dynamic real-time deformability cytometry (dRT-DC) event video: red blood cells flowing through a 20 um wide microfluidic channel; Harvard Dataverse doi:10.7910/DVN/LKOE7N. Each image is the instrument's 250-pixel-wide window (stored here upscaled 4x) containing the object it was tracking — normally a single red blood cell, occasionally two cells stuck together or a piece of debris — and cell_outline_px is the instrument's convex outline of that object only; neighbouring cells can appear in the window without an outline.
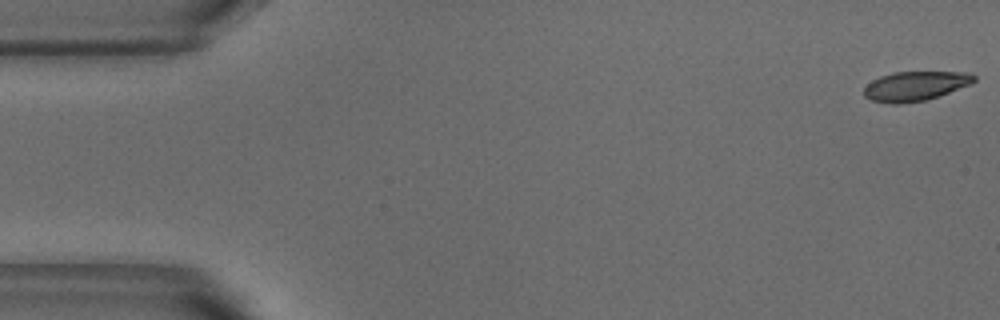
{"species": "common noctule bat (a hibernating species)", "species_latin": "Nyctalus noctula", "temperature_condition": "warm", "stored_images_in_passage": 53, "camera_frame_rate_fps": 3000, "um_per_image_px": 0.085, "animal": {"sex": "male", "body_mass_g": 18.8}, "frame": {"image": 1, "passage_image": 1, "time_ms": 0.0, "image_size_px": [1000, 320], "cell_outline_px": [[976, 80], [972, 84], [924, 100], [900, 104], [892, 104], [872, 100], [864, 96], [864, 88], [872, 80], [880, 76], [892, 72], [968, 72], [976, 76]], "centroid_in_image_um": [77.79, 7.3], "position_along_channel_um": 7.2, "area_um2": 18.79}}
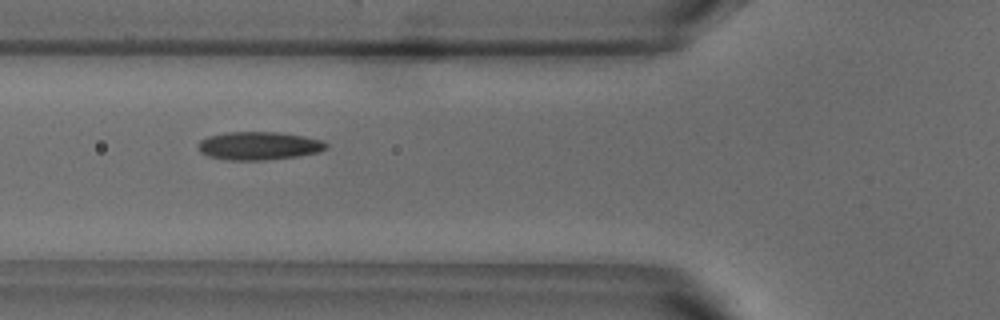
{"frame": {"image": 2, "passage_image": 19, "time_ms": 6.0, "image_size_px": [1000, 320], "cell_outline_px": [[328, 148], [320, 152], [296, 156], [264, 160], [228, 160], [208, 156], [200, 152], [200, 140], [208, 136], [224, 132], [276, 132], [304, 136], [324, 140], [328, 144]], "centroid_in_image_um": [22.04, 12.39], "position_along_channel_um": 103.8, "area_um2": 21.04}}
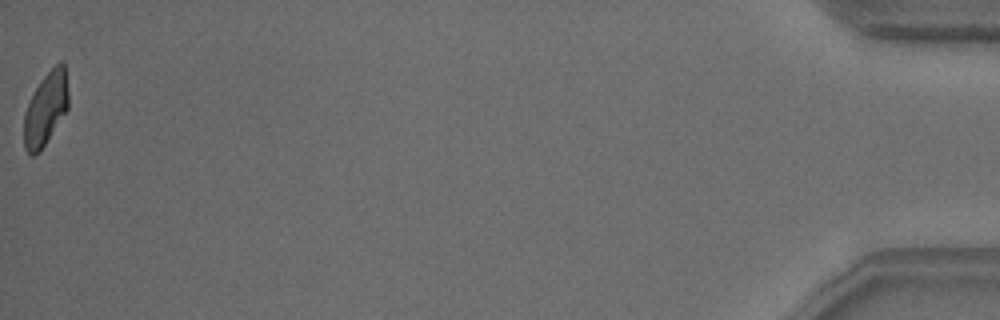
{"frame": {"image": 3, "passage_image": 53, "time_ms": 17.333, "image_size_px": [1000, 320], "cell_outline_px": [[68, 108], [44, 144], [32, 156], [24, 148], [24, 112], [40, 80], [60, 60], [64, 64], [68, 92]], "centroid_in_image_um": [3.88, 9.21], "position_along_channel_um": 431.3, "area_um2": 18.38}, "authors_computed_cell_mechanics": {"area_um2": 20.3456, "velocity_mm_per_s": 3.7922, "shape_relaxation_time_tau1_ms": 4.8417, "shape_relaxation_time_tau2_ms": 2.0476, "deformation_change_tau1": 0.1523, "deformation_change_tau2": 0.0731}}